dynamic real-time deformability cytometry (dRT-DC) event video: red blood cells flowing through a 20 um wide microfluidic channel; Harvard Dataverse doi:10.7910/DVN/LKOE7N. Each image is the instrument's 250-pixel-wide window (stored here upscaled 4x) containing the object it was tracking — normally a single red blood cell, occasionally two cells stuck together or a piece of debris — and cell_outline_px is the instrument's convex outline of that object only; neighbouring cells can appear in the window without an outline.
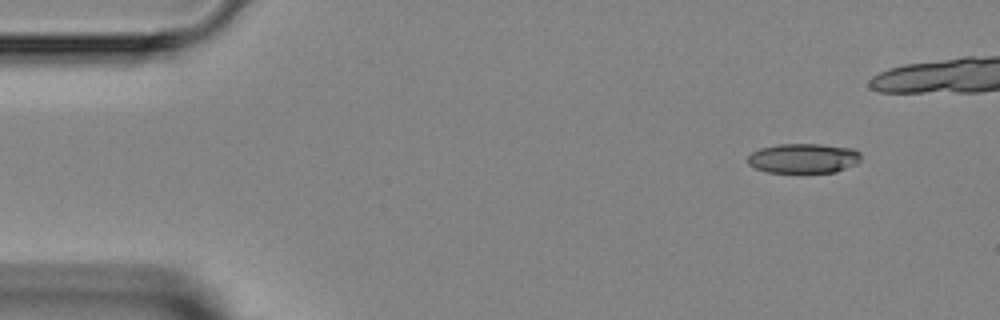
{"species": "Egyptian fruit bat (a non-hibernating species)", "species_latin": "Rousettus aegyptiacus", "temperature_condition": "room temperature", "stored_images_in_passage": 6, "camera_frame_rate_fps": 3000, "um_per_image_px": 0.085, "animal": {"sex": "female"}, "frame": {"image": 1, "passage_image": 1, "time_ms": 0.0, "image_size_px": [1000, 320], "cell_outline_px": [[860, 160], [856, 164], [836, 172], [768, 172], [756, 168], [748, 164], [748, 156], [752, 152], [760, 148], [776, 144], [820, 144], [852, 148], [860, 152]], "centroid_in_image_um": [68.3, 13.45], "position_along_channel_um": 16.7, "area_um2": 19.59}}
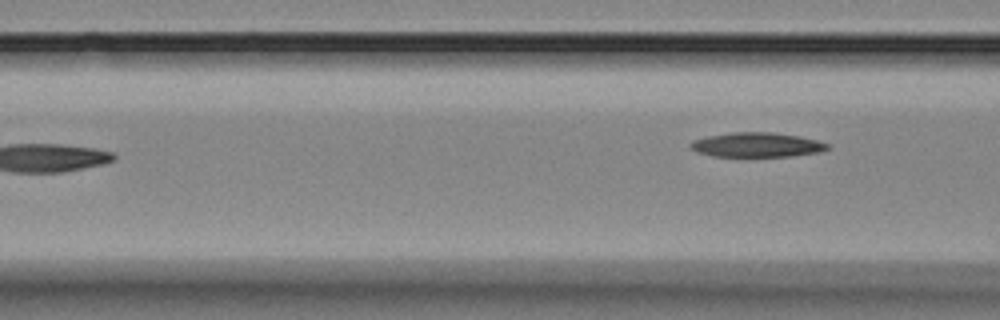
{"frame": {"image": 2, "passage_image": 6, "time_ms": 5.667, "image_size_px": [1000, 320], "cell_outline_px": [[832, 148], [820, 152], [792, 156], [712, 156], [696, 152], [688, 148], [688, 144], [692, 140], [708, 136], [732, 132], [772, 132], [800, 136], [816, 140], [828, 144]], "centroid_in_image_um": [64.3, 12.31], "position_along_channel_um": 102.3, "area_um2": 19.77}}